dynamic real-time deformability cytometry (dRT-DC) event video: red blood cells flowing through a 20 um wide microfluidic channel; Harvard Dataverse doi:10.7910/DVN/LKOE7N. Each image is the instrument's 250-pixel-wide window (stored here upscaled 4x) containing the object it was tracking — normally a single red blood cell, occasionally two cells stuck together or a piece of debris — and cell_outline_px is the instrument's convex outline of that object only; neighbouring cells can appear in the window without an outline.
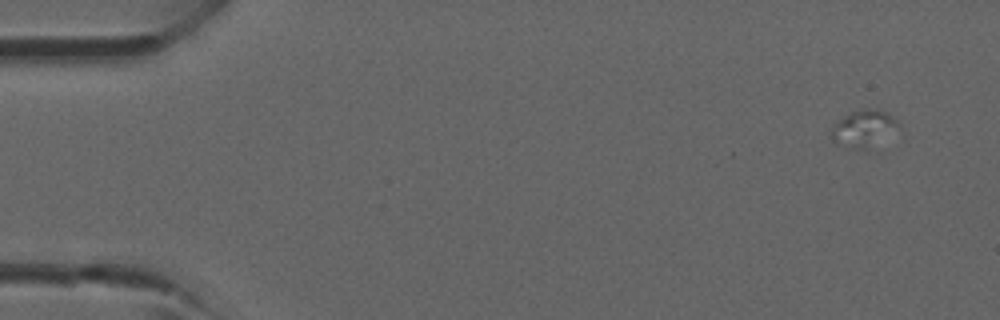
{"species": "common noctule bat (a hibernating species)", "species_latin": "Nyctalus noctula", "temperature_condition": "room temperature", "stored_images_in_passage": 3, "camera_frame_rate_fps": 3000, "um_per_image_px": 0.085, "animal": {"sex": "male", "forearm_length_mm": 52.5}, "frame": {"image": 1, "passage_image": 1, "time_ms": 0.0, "image_size_px": [1000, 320], "cell_outline_px": [[900, 124], [868, 152], [836, 144], [832, 140], [832, 128], [844, 116], [852, 112], [864, 108], [876, 108], [892, 116]], "centroid_in_image_um": [73.4, 10.95], "position_along_channel_um": 11.6, "area_um2": 14.28}}